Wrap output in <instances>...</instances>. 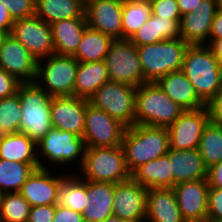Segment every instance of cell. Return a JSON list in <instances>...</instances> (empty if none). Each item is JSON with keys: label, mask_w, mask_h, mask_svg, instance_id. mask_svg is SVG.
<instances>
[{"label": "cell", "mask_w": 222, "mask_h": 222, "mask_svg": "<svg viewBox=\"0 0 222 222\" xmlns=\"http://www.w3.org/2000/svg\"><path fill=\"white\" fill-rule=\"evenodd\" d=\"M39 163H19L0 159V191L19 192Z\"/></svg>", "instance_id": "cell-33"}, {"label": "cell", "mask_w": 222, "mask_h": 222, "mask_svg": "<svg viewBox=\"0 0 222 222\" xmlns=\"http://www.w3.org/2000/svg\"><path fill=\"white\" fill-rule=\"evenodd\" d=\"M188 46L181 38L138 46L144 81L157 82L168 73L180 71Z\"/></svg>", "instance_id": "cell-6"}, {"label": "cell", "mask_w": 222, "mask_h": 222, "mask_svg": "<svg viewBox=\"0 0 222 222\" xmlns=\"http://www.w3.org/2000/svg\"><path fill=\"white\" fill-rule=\"evenodd\" d=\"M202 0H177L181 16L193 12Z\"/></svg>", "instance_id": "cell-48"}, {"label": "cell", "mask_w": 222, "mask_h": 222, "mask_svg": "<svg viewBox=\"0 0 222 222\" xmlns=\"http://www.w3.org/2000/svg\"><path fill=\"white\" fill-rule=\"evenodd\" d=\"M13 20L35 16L36 0H0Z\"/></svg>", "instance_id": "cell-38"}, {"label": "cell", "mask_w": 222, "mask_h": 222, "mask_svg": "<svg viewBox=\"0 0 222 222\" xmlns=\"http://www.w3.org/2000/svg\"><path fill=\"white\" fill-rule=\"evenodd\" d=\"M0 159L19 163H39L37 143L25 133H10L0 145Z\"/></svg>", "instance_id": "cell-30"}, {"label": "cell", "mask_w": 222, "mask_h": 222, "mask_svg": "<svg viewBox=\"0 0 222 222\" xmlns=\"http://www.w3.org/2000/svg\"><path fill=\"white\" fill-rule=\"evenodd\" d=\"M198 150L208 168L222 162V126L209 121L203 130Z\"/></svg>", "instance_id": "cell-35"}, {"label": "cell", "mask_w": 222, "mask_h": 222, "mask_svg": "<svg viewBox=\"0 0 222 222\" xmlns=\"http://www.w3.org/2000/svg\"><path fill=\"white\" fill-rule=\"evenodd\" d=\"M31 205L19 193H4L1 200L0 222H27Z\"/></svg>", "instance_id": "cell-36"}, {"label": "cell", "mask_w": 222, "mask_h": 222, "mask_svg": "<svg viewBox=\"0 0 222 222\" xmlns=\"http://www.w3.org/2000/svg\"><path fill=\"white\" fill-rule=\"evenodd\" d=\"M78 64L73 56L54 54L42 58L37 62L35 82L52 97L72 96Z\"/></svg>", "instance_id": "cell-8"}, {"label": "cell", "mask_w": 222, "mask_h": 222, "mask_svg": "<svg viewBox=\"0 0 222 222\" xmlns=\"http://www.w3.org/2000/svg\"><path fill=\"white\" fill-rule=\"evenodd\" d=\"M84 6H86L91 0H79Z\"/></svg>", "instance_id": "cell-53"}, {"label": "cell", "mask_w": 222, "mask_h": 222, "mask_svg": "<svg viewBox=\"0 0 222 222\" xmlns=\"http://www.w3.org/2000/svg\"><path fill=\"white\" fill-rule=\"evenodd\" d=\"M10 34L37 61L55 54L51 27L37 16L14 20Z\"/></svg>", "instance_id": "cell-12"}, {"label": "cell", "mask_w": 222, "mask_h": 222, "mask_svg": "<svg viewBox=\"0 0 222 222\" xmlns=\"http://www.w3.org/2000/svg\"><path fill=\"white\" fill-rule=\"evenodd\" d=\"M136 91L134 86L109 80L94 92L88 102L128 128L135 125Z\"/></svg>", "instance_id": "cell-9"}, {"label": "cell", "mask_w": 222, "mask_h": 222, "mask_svg": "<svg viewBox=\"0 0 222 222\" xmlns=\"http://www.w3.org/2000/svg\"><path fill=\"white\" fill-rule=\"evenodd\" d=\"M37 60L11 34H4L0 40V68L16 77L21 83L35 82Z\"/></svg>", "instance_id": "cell-13"}, {"label": "cell", "mask_w": 222, "mask_h": 222, "mask_svg": "<svg viewBox=\"0 0 222 222\" xmlns=\"http://www.w3.org/2000/svg\"><path fill=\"white\" fill-rule=\"evenodd\" d=\"M207 180L210 187L222 188V162L208 168Z\"/></svg>", "instance_id": "cell-45"}, {"label": "cell", "mask_w": 222, "mask_h": 222, "mask_svg": "<svg viewBox=\"0 0 222 222\" xmlns=\"http://www.w3.org/2000/svg\"><path fill=\"white\" fill-rule=\"evenodd\" d=\"M113 38L87 26L73 57L78 62H99L105 59Z\"/></svg>", "instance_id": "cell-32"}, {"label": "cell", "mask_w": 222, "mask_h": 222, "mask_svg": "<svg viewBox=\"0 0 222 222\" xmlns=\"http://www.w3.org/2000/svg\"><path fill=\"white\" fill-rule=\"evenodd\" d=\"M20 84L21 82L16 77L0 68V98L16 94Z\"/></svg>", "instance_id": "cell-41"}, {"label": "cell", "mask_w": 222, "mask_h": 222, "mask_svg": "<svg viewBox=\"0 0 222 222\" xmlns=\"http://www.w3.org/2000/svg\"><path fill=\"white\" fill-rule=\"evenodd\" d=\"M205 222H222V221H214V220L207 219Z\"/></svg>", "instance_id": "cell-55"}, {"label": "cell", "mask_w": 222, "mask_h": 222, "mask_svg": "<svg viewBox=\"0 0 222 222\" xmlns=\"http://www.w3.org/2000/svg\"><path fill=\"white\" fill-rule=\"evenodd\" d=\"M180 21L160 18L151 14L146 23L130 38L138 47L167 39L180 38Z\"/></svg>", "instance_id": "cell-27"}, {"label": "cell", "mask_w": 222, "mask_h": 222, "mask_svg": "<svg viewBox=\"0 0 222 222\" xmlns=\"http://www.w3.org/2000/svg\"><path fill=\"white\" fill-rule=\"evenodd\" d=\"M218 39H222V12L219 10L213 18L208 45Z\"/></svg>", "instance_id": "cell-47"}, {"label": "cell", "mask_w": 222, "mask_h": 222, "mask_svg": "<svg viewBox=\"0 0 222 222\" xmlns=\"http://www.w3.org/2000/svg\"><path fill=\"white\" fill-rule=\"evenodd\" d=\"M86 204L87 181L75 172L69 173L59 186L55 205L83 213Z\"/></svg>", "instance_id": "cell-31"}, {"label": "cell", "mask_w": 222, "mask_h": 222, "mask_svg": "<svg viewBox=\"0 0 222 222\" xmlns=\"http://www.w3.org/2000/svg\"><path fill=\"white\" fill-rule=\"evenodd\" d=\"M85 150L86 146L83 137L52 127L49 132L37 142L39 168L49 169V167H53L54 165L55 167L53 168L56 170L58 169L57 165L63 169L66 165L70 166L69 164H72L73 167V163H77L76 165L78 166L76 167L78 168L76 169L79 170L85 156Z\"/></svg>", "instance_id": "cell-5"}, {"label": "cell", "mask_w": 222, "mask_h": 222, "mask_svg": "<svg viewBox=\"0 0 222 222\" xmlns=\"http://www.w3.org/2000/svg\"><path fill=\"white\" fill-rule=\"evenodd\" d=\"M217 12V0H202L193 12L181 16L180 38L189 45H208L213 18Z\"/></svg>", "instance_id": "cell-20"}, {"label": "cell", "mask_w": 222, "mask_h": 222, "mask_svg": "<svg viewBox=\"0 0 222 222\" xmlns=\"http://www.w3.org/2000/svg\"><path fill=\"white\" fill-rule=\"evenodd\" d=\"M14 20L9 14L7 8L0 2V33L10 34Z\"/></svg>", "instance_id": "cell-46"}, {"label": "cell", "mask_w": 222, "mask_h": 222, "mask_svg": "<svg viewBox=\"0 0 222 222\" xmlns=\"http://www.w3.org/2000/svg\"><path fill=\"white\" fill-rule=\"evenodd\" d=\"M121 146L127 169L132 173L140 165L168 153L169 132L166 127L133 125L126 128Z\"/></svg>", "instance_id": "cell-2"}, {"label": "cell", "mask_w": 222, "mask_h": 222, "mask_svg": "<svg viewBox=\"0 0 222 222\" xmlns=\"http://www.w3.org/2000/svg\"><path fill=\"white\" fill-rule=\"evenodd\" d=\"M109 80L104 60L79 62L74 84V96L88 100L97 89Z\"/></svg>", "instance_id": "cell-28"}, {"label": "cell", "mask_w": 222, "mask_h": 222, "mask_svg": "<svg viewBox=\"0 0 222 222\" xmlns=\"http://www.w3.org/2000/svg\"><path fill=\"white\" fill-rule=\"evenodd\" d=\"M184 111L156 82H145L137 88L135 125L168 128Z\"/></svg>", "instance_id": "cell-3"}, {"label": "cell", "mask_w": 222, "mask_h": 222, "mask_svg": "<svg viewBox=\"0 0 222 222\" xmlns=\"http://www.w3.org/2000/svg\"><path fill=\"white\" fill-rule=\"evenodd\" d=\"M207 219L222 221V188L209 187Z\"/></svg>", "instance_id": "cell-40"}, {"label": "cell", "mask_w": 222, "mask_h": 222, "mask_svg": "<svg viewBox=\"0 0 222 222\" xmlns=\"http://www.w3.org/2000/svg\"><path fill=\"white\" fill-rule=\"evenodd\" d=\"M181 71L205 104L222 88V64L206 44L187 47Z\"/></svg>", "instance_id": "cell-1"}, {"label": "cell", "mask_w": 222, "mask_h": 222, "mask_svg": "<svg viewBox=\"0 0 222 222\" xmlns=\"http://www.w3.org/2000/svg\"><path fill=\"white\" fill-rule=\"evenodd\" d=\"M21 105L18 93L0 98V130L5 134L18 133L21 123Z\"/></svg>", "instance_id": "cell-37"}, {"label": "cell", "mask_w": 222, "mask_h": 222, "mask_svg": "<svg viewBox=\"0 0 222 222\" xmlns=\"http://www.w3.org/2000/svg\"><path fill=\"white\" fill-rule=\"evenodd\" d=\"M87 99L77 96H56L51 101V125L83 137Z\"/></svg>", "instance_id": "cell-17"}, {"label": "cell", "mask_w": 222, "mask_h": 222, "mask_svg": "<svg viewBox=\"0 0 222 222\" xmlns=\"http://www.w3.org/2000/svg\"><path fill=\"white\" fill-rule=\"evenodd\" d=\"M79 169L78 176L91 182L119 183L131 178L122 146L86 147Z\"/></svg>", "instance_id": "cell-7"}, {"label": "cell", "mask_w": 222, "mask_h": 222, "mask_svg": "<svg viewBox=\"0 0 222 222\" xmlns=\"http://www.w3.org/2000/svg\"><path fill=\"white\" fill-rule=\"evenodd\" d=\"M208 46L211 48L214 56L222 64V39L214 40Z\"/></svg>", "instance_id": "cell-49"}, {"label": "cell", "mask_w": 222, "mask_h": 222, "mask_svg": "<svg viewBox=\"0 0 222 222\" xmlns=\"http://www.w3.org/2000/svg\"><path fill=\"white\" fill-rule=\"evenodd\" d=\"M3 192L2 191H0V208H1V200H2V196H3Z\"/></svg>", "instance_id": "cell-54"}, {"label": "cell", "mask_w": 222, "mask_h": 222, "mask_svg": "<svg viewBox=\"0 0 222 222\" xmlns=\"http://www.w3.org/2000/svg\"><path fill=\"white\" fill-rule=\"evenodd\" d=\"M165 94L184 110H197L205 106L198 97L194 86L180 70L168 73L157 82Z\"/></svg>", "instance_id": "cell-24"}, {"label": "cell", "mask_w": 222, "mask_h": 222, "mask_svg": "<svg viewBox=\"0 0 222 222\" xmlns=\"http://www.w3.org/2000/svg\"><path fill=\"white\" fill-rule=\"evenodd\" d=\"M5 135L6 134L0 130V145H1Z\"/></svg>", "instance_id": "cell-52"}, {"label": "cell", "mask_w": 222, "mask_h": 222, "mask_svg": "<svg viewBox=\"0 0 222 222\" xmlns=\"http://www.w3.org/2000/svg\"><path fill=\"white\" fill-rule=\"evenodd\" d=\"M122 6L123 0H91L85 6L87 26L122 39Z\"/></svg>", "instance_id": "cell-19"}, {"label": "cell", "mask_w": 222, "mask_h": 222, "mask_svg": "<svg viewBox=\"0 0 222 222\" xmlns=\"http://www.w3.org/2000/svg\"><path fill=\"white\" fill-rule=\"evenodd\" d=\"M50 169H35L22 185L19 193L29 202L31 207L55 204L59 186L69 173L63 171V175H61L59 170L57 174L53 168Z\"/></svg>", "instance_id": "cell-18"}, {"label": "cell", "mask_w": 222, "mask_h": 222, "mask_svg": "<svg viewBox=\"0 0 222 222\" xmlns=\"http://www.w3.org/2000/svg\"><path fill=\"white\" fill-rule=\"evenodd\" d=\"M152 15L170 20H181L177 0H158L151 2Z\"/></svg>", "instance_id": "cell-39"}, {"label": "cell", "mask_w": 222, "mask_h": 222, "mask_svg": "<svg viewBox=\"0 0 222 222\" xmlns=\"http://www.w3.org/2000/svg\"><path fill=\"white\" fill-rule=\"evenodd\" d=\"M115 183L87 181V204L84 222H104L113 215Z\"/></svg>", "instance_id": "cell-23"}, {"label": "cell", "mask_w": 222, "mask_h": 222, "mask_svg": "<svg viewBox=\"0 0 222 222\" xmlns=\"http://www.w3.org/2000/svg\"><path fill=\"white\" fill-rule=\"evenodd\" d=\"M131 178L147 189L173 188L169 156L166 154L140 165L131 173Z\"/></svg>", "instance_id": "cell-26"}, {"label": "cell", "mask_w": 222, "mask_h": 222, "mask_svg": "<svg viewBox=\"0 0 222 222\" xmlns=\"http://www.w3.org/2000/svg\"><path fill=\"white\" fill-rule=\"evenodd\" d=\"M151 14V3L148 0H123L122 39L133 37Z\"/></svg>", "instance_id": "cell-34"}, {"label": "cell", "mask_w": 222, "mask_h": 222, "mask_svg": "<svg viewBox=\"0 0 222 222\" xmlns=\"http://www.w3.org/2000/svg\"><path fill=\"white\" fill-rule=\"evenodd\" d=\"M104 61L110 81L136 88L145 83L137 47L130 39H114Z\"/></svg>", "instance_id": "cell-10"}, {"label": "cell", "mask_w": 222, "mask_h": 222, "mask_svg": "<svg viewBox=\"0 0 222 222\" xmlns=\"http://www.w3.org/2000/svg\"><path fill=\"white\" fill-rule=\"evenodd\" d=\"M209 121L222 126V88L205 104Z\"/></svg>", "instance_id": "cell-42"}, {"label": "cell", "mask_w": 222, "mask_h": 222, "mask_svg": "<svg viewBox=\"0 0 222 222\" xmlns=\"http://www.w3.org/2000/svg\"><path fill=\"white\" fill-rule=\"evenodd\" d=\"M145 222H186L178 207L173 188H149Z\"/></svg>", "instance_id": "cell-21"}, {"label": "cell", "mask_w": 222, "mask_h": 222, "mask_svg": "<svg viewBox=\"0 0 222 222\" xmlns=\"http://www.w3.org/2000/svg\"><path fill=\"white\" fill-rule=\"evenodd\" d=\"M147 192L132 178L115 183L113 215L129 222H145Z\"/></svg>", "instance_id": "cell-15"}, {"label": "cell", "mask_w": 222, "mask_h": 222, "mask_svg": "<svg viewBox=\"0 0 222 222\" xmlns=\"http://www.w3.org/2000/svg\"><path fill=\"white\" fill-rule=\"evenodd\" d=\"M167 155L173 173V187L178 183L207 178L208 167L198 149H169Z\"/></svg>", "instance_id": "cell-22"}, {"label": "cell", "mask_w": 222, "mask_h": 222, "mask_svg": "<svg viewBox=\"0 0 222 222\" xmlns=\"http://www.w3.org/2000/svg\"><path fill=\"white\" fill-rule=\"evenodd\" d=\"M208 180L178 183L173 187L176 201L186 222H205L208 215Z\"/></svg>", "instance_id": "cell-16"}, {"label": "cell", "mask_w": 222, "mask_h": 222, "mask_svg": "<svg viewBox=\"0 0 222 222\" xmlns=\"http://www.w3.org/2000/svg\"><path fill=\"white\" fill-rule=\"evenodd\" d=\"M218 10L222 12V0H217Z\"/></svg>", "instance_id": "cell-51"}, {"label": "cell", "mask_w": 222, "mask_h": 222, "mask_svg": "<svg viewBox=\"0 0 222 222\" xmlns=\"http://www.w3.org/2000/svg\"><path fill=\"white\" fill-rule=\"evenodd\" d=\"M52 222H84V219L80 212L55 205V216Z\"/></svg>", "instance_id": "cell-44"}, {"label": "cell", "mask_w": 222, "mask_h": 222, "mask_svg": "<svg viewBox=\"0 0 222 222\" xmlns=\"http://www.w3.org/2000/svg\"><path fill=\"white\" fill-rule=\"evenodd\" d=\"M35 16L49 25L66 19L86 18L85 6L79 0H36Z\"/></svg>", "instance_id": "cell-29"}, {"label": "cell", "mask_w": 222, "mask_h": 222, "mask_svg": "<svg viewBox=\"0 0 222 222\" xmlns=\"http://www.w3.org/2000/svg\"><path fill=\"white\" fill-rule=\"evenodd\" d=\"M209 122L206 107L185 110L167 129L170 149H198L203 130Z\"/></svg>", "instance_id": "cell-14"}, {"label": "cell", "mask_w": 222, "mask_h": 222, "mask_svg": "<svg viewBox=\"0 0 222 222\" xmlns=\"http://www.w3.org/2000/svg\"><path fill=\"white\" fill-rule=\"evenodd\" d=\"M126 128L105 111L86 105L83 135L86 147L121 146Z\"/></svg>", "instance_id": "cell-11"}, {"label": "cell", "mask_w": 222, "mask_h": 222, "mask_svg": "<svg viewBox=\"0 0 222 222\" xmlns=\"http://www.w3.org/2000/svg\"><path fill=\"white\" fill-rule=\"evenodd\" d=\"M54 51L57 55L73 56L87 28L86 18L57 21L50 25Z\"/></svg>", "instance_id": "cell-25"}, {"label": "cell", "mask_w": 222, "mask_h": 222, "mask_svg": "<svg viewBox=\"0 0 222 222\" xmlns=\"http://www.w3.org/2000/svg\"><path fill=\"white\" fill-rule=\"evenodd\" d=\"M55 216V204L33 206L27 222H52Z\"/></svg>", "instance_id": "cell-43"}, {"label": "cell", "mask_w": 222, "mask_h": 222, "mask_svg": "<svg viewBox=\"0 0 222 222\" xmlns=\"http://www.w3.org/2000/svg\"><path fill=\"white\" fill-rule=\"evenodd\" d=\"M17 93L21 105L19 132L25 133L37 143L52 128L50 117L52 96L36 82L21 83Z\"/></svg>", "instance_id": "cell-4"}, {"label": "cell", "mask_w": 222, "mask_h": 222, "mask_svg": "<svg viewBox=\"0 0 222 222\" xmlns=\"http://www.w3.org/2000/svg\"><path fill=\"white\" fill-rule=\"evenodd\" d=\"M148 1L151 3V2H154V1H158V0H148Z\"/></svg>", "instance_id": "cell-56"}, {"label": "cell", "mask_w": 222, "mask_h": 222, "mask_svg": "<svg viewBox=\"0 0 222 222\" xmlns=\"http://www.w3.org/2000/svg\"><path fill=\"white\" fill-rule=\"evenodd\" d=\"M104 222H129V221L112 215V216L108 217Z\"/></svg>", "instance_id": "cell-50"}]
</instances>
